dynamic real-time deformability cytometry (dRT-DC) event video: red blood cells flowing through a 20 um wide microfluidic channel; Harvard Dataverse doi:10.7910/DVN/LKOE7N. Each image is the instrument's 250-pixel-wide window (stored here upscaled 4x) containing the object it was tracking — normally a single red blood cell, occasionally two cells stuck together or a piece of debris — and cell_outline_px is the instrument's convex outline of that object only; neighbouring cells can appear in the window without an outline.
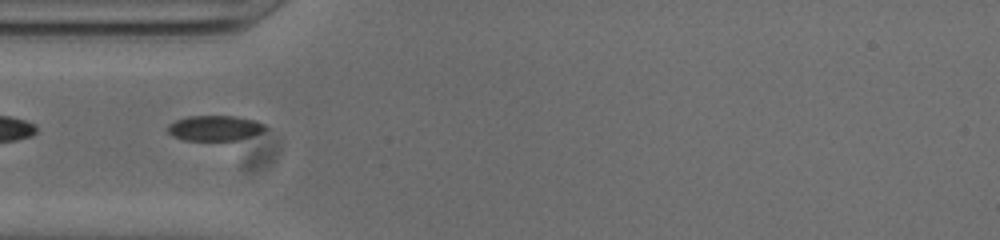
{"species": "common noctule bat (a hibernating species)", "species_latin": "Nyctalus noctula", "temperature_condition": "cold", "stored_images_in_passage": 39, "camera_frame_rate_fps": 3000, "um_per_image_px": 0.085, "animal": {"sex": "male", "body_mass_g": 20.0, "forearm_length_mm": 53.3}, "frame": {"image": 1, "passage_image": 1, "time_ms": 0.0, "image_size_px": [1000, 240], "cell_outline_px": [[268, 128], [264, 132], [240, 140], [184, 140], [172, 136], [168, 132], [168, 124], [176, 120], [188, 116], [236, 116], [256, 120], [264, 124]], "centroid_in_image_um": [18.3, 10.89], "position_along_channel_um": 66.7, "area_um2": 14.57}}
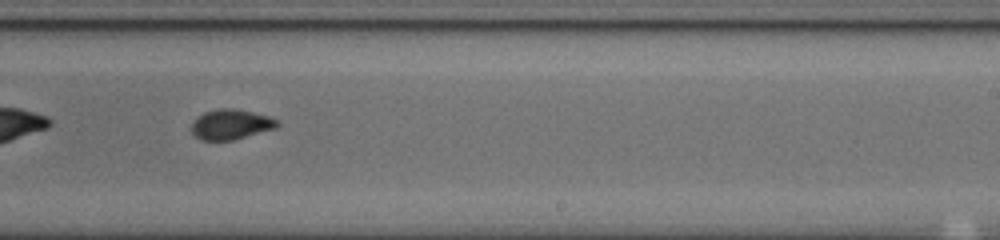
{"frame": {"image": 2, "passage_image": 17, "time_ms": 5.333, "image_size_px": [1000, 240], "cell_outline_px": [[280, 124], [276, 128], [232, 140], [200, 140], [192, 132], [192, 124], [204, 112], [220, 108], [236, 108], [268, 116], [280, 120]], "centroid_in_image_um": [19.67, 10.57], "position_along_channel_um": 269.3, "area_um2": 14.91}}
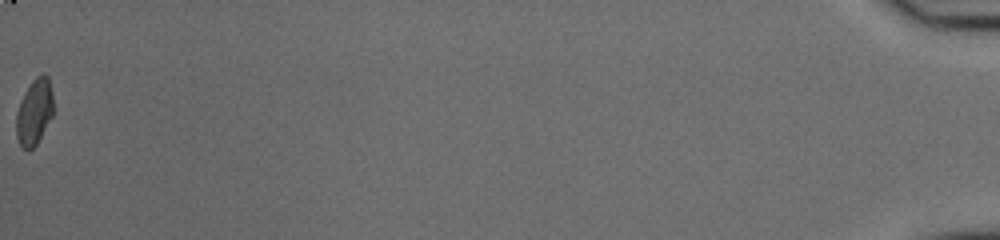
{"frame": {"image": 3, "passage_image": 39, "time_ms": 12.667, "image_size_px": [1000, 240], "cell_outline_px": [[52, 116], [36, 144], [28, 152], [20, 144], [16, 136], [16, 112], [20, 100], [24, 92], [32, 80], [36, 76], [44, 72], [48, 76], [52, 96]], "centroid_in_image_um": [2.89, 9.49], "position_along_channel_um": 432.3, "area_um2": 14.22}}